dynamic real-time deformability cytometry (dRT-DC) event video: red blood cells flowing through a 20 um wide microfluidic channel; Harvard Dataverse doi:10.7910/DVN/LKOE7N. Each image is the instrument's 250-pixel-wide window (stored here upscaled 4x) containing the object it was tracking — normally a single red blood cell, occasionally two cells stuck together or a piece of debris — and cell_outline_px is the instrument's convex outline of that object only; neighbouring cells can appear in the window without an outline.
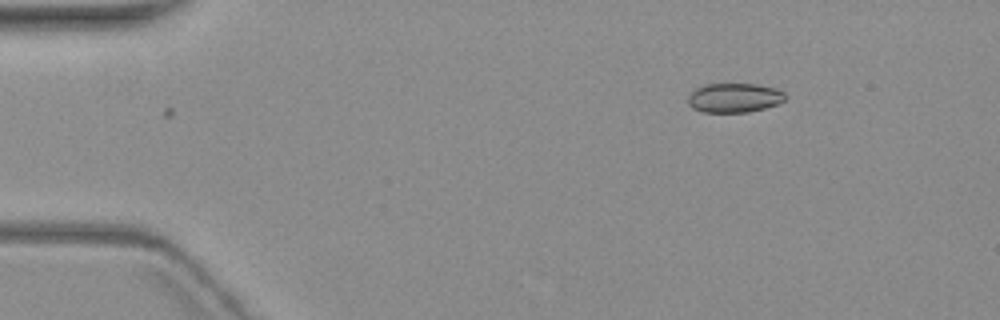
{"species": "common noctule bat (a hibernating species)", "species_latin": "Nyctalus noctula", "temperature_condition": "warm", "stored_images_in_passage": 3, "camera_frame_rate_fps": 3000, "um_per_image_px": 0.085, "animal": {"sex": "female", "body_mass_g": 19.3, "forearm_length_mm": 54.1}, "frame": {"image": 1, "passage_image": 3, "time_ms": 2.333, "image_size_px": [1000, 320], "cell_outline_px": [[788, 96], [784, 100], [776, 104], [764, 108], [748, 112], [704, 112], [692, 108], [688, 104], [688, 96], [696, 88], [704, 84], [756, 84], [776, 88], [784, 92]], "centroid_in_image_um": [62.42, 8.31], "position_along_channel_um": 22.6, "area_um2": 16.65}}